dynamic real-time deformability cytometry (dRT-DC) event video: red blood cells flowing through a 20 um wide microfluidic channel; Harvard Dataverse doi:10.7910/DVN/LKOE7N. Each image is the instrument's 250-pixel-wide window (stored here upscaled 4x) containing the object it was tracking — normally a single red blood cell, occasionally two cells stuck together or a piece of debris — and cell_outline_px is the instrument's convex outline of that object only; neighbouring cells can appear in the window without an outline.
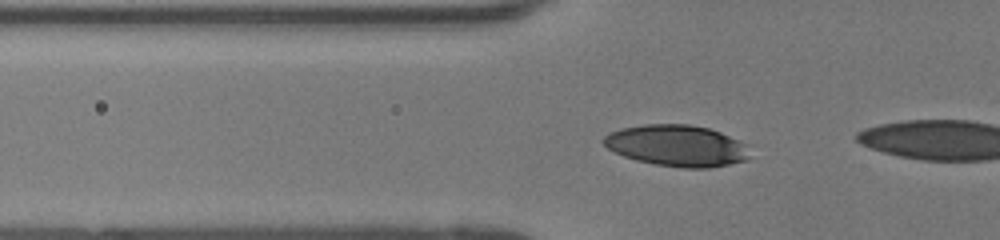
{"species": "human", "species_latin": "Homo sapiens", "temperature_condition": "room temperature", "stored_images_in_passage": 17, "camera_frame_rate_fps": 3000, "um_per_image_px": 0.085, "donor": {"sex": "female"}, "frame": {"image": 1, "passage_image": 15, "time_ms": 4.667, "image_size_px": [1000, 240], "cell_outline_px": [[748, 156], [744, 160], [728, 164], [708, 168], [680, 168], [656, 164], [636, 160], [624, 156], [608, 148], [600, 140], [608, 132], [620, 128], [644, 124], [688, 124], [708, 128], [720, 132], [748, 144]], "centroid_in_image_um": [57.5, 12.37], "position_along_channel_um": 68.3, "area_um2": 35.26}}